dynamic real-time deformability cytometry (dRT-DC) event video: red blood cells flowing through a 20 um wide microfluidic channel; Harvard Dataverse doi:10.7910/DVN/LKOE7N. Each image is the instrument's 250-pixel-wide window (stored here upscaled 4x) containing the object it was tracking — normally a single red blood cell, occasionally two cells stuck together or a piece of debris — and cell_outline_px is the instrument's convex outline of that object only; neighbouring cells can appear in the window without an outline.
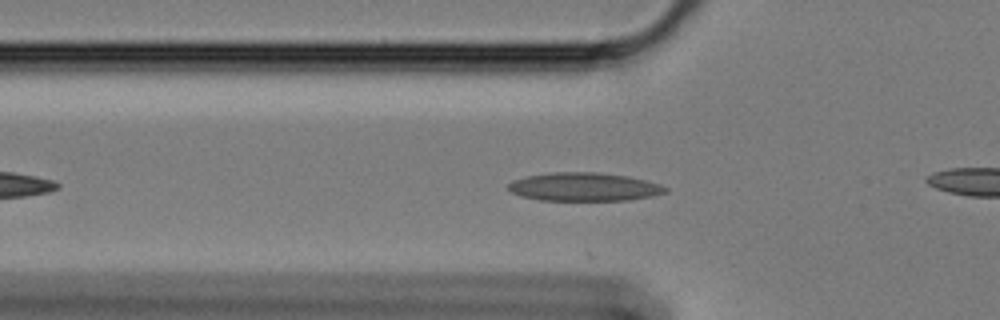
{"species": "Egyptian fruit bat (a non-hibernating species)", "species_latin": "Rousettus aegyptiacus", "temperature_condition": "cold", "stored_images_in_passage": 10, "camera_frame_rate_fps": 3000, "um_per_image_px": 0.085, "animal": {"sex": "female"}, "frame": {"image": 1, "passage_image": 2, "time_ms": 0.333, "image_size_px": [1000, 320], "cell_outline_px": [[668, 192], [652, 196], [628, 200], [540, 200], [520, 196], [508, 192], [508, 184], [512, 180], [528, 176], [552, 172], [596, 172], [628, 176], [660, 184], [668, 188]], "centroid_in_image_um": [49.63, 15.88], "position_along_channel_um": 76.2, "area_um2": 26.07}}